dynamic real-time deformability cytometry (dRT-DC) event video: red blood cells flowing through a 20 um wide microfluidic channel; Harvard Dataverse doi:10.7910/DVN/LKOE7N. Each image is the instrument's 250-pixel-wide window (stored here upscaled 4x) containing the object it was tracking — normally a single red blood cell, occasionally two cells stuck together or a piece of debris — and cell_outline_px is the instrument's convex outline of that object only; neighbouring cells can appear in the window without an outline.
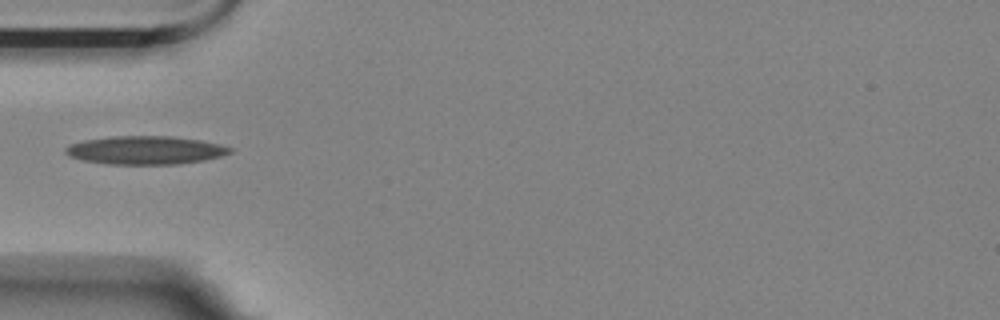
{"species": "Egyptian fruit bat (a non-hibernating species)", "species_latin": "Rousettus aegyptiacus", "temperature_condition": "room temperature", "stored_images_in_passage": 10, "camera_frame_rate_fps": 3000, "um_per_image_px": 0.085, "animal": {"sex": "female"}, "frame": {"image": 1, "passage_image": 2, "time_ms": 0.333, "image_size_px": [1000, 320], "cell_outline_px": [[232, 152], [220, 156], [204, 160], [180, 164], [108, 164], [84, 160], [68, 156], [64, 152], [64, 148], [72, 144], [84, 140], [112, 136], [172, 136], [200, 140], [220, 144], [232, 148]], "centroid_in_image_um": [12.36, 12.76], "position_along_channel_um": 72.6, "area_um2": 27.11}}
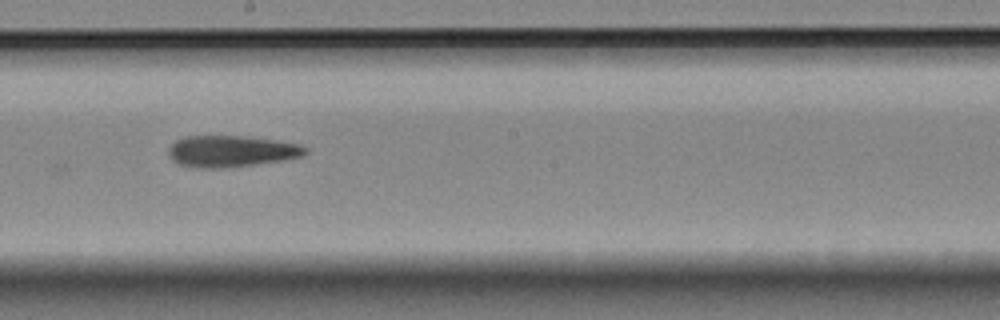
{"frame": {"image": 2, "passage_image": 6, "time_ms": 1.667, "image_size_px": [1000, 320], "cell_outline_px": [[308, 152], [304, 156], [284, 160], [224, 168], [200, 168], [180, 164], [172, 160], [168, 156], [168, 148], [176, 140], [184, 136], [244, 136], [300, 144], [308, 148]], "centroid_in_image_um": [19.66, 12.85], "position_along_channel_um": 228.5, "area_um2": 25.09}}
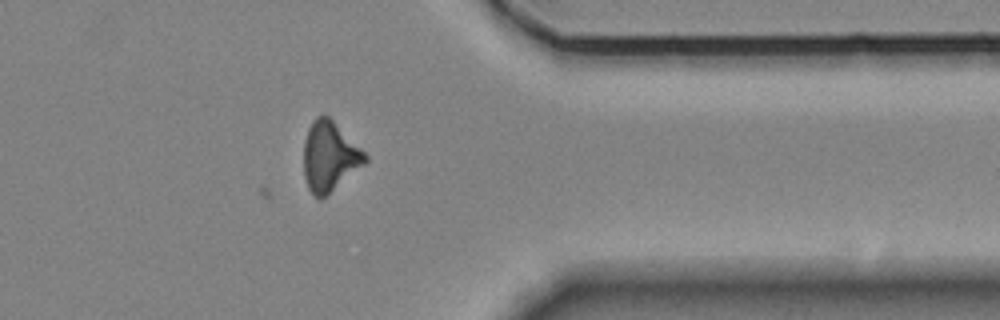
{"frame": {"image": 3, "passage_image": 10, "time_ms": 3.0, "image_size_px": [1000, 320], "cell_outline_px": [[368, 160], [364, 164], [324, 196], [316, 196], [308, 188], [304, 176], [304, 140], [308, 128], [312, 120], [316, 116], [324, 112], [368, 156]], "centroid_in_image_um": [27.98, 13.24], "position_along_channel_um": 383.4, "area_um2": 24.33}}